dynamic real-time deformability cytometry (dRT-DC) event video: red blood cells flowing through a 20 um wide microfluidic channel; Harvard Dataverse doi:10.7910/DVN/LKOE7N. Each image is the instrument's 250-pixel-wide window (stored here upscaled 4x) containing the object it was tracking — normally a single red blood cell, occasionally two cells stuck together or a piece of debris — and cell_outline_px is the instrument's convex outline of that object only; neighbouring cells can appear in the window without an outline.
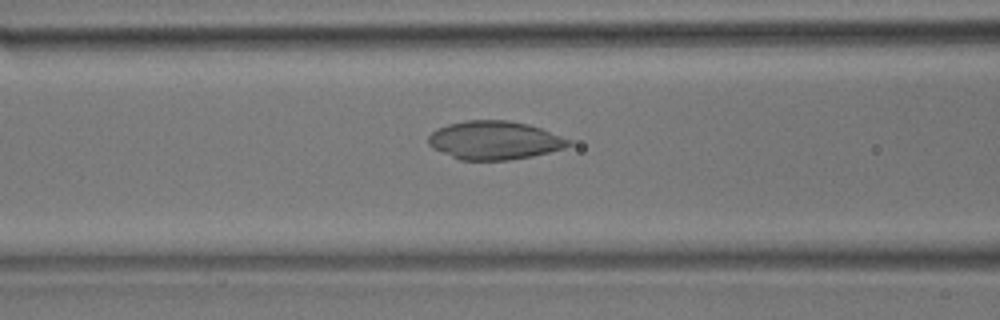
{"species": "common noctule bat (a hibernating species)", "species_latin": "Nyctalus noctula", "temperature_condition": "room temperature", "stored_images_in_passage": 49, "camera_frame_rate_fps": 3000, "um_per_image_px": 0.085, "animal": {"sex": "male", "body_mass_g": 17.9}, "frame": {"image": 1, "passage_image": 19, "time_ms": 6.0, "image_size_px": [1000, 320], "cell_outline_px": [[572, 144], [564, 148], [532, 156], [508, 160], [460, 160], [432, 148], [428, 144], [428, 136], [436, 128], [448, 124], [464, 120], [508, 120], [528, 124], [540, 128], [572, 140]], "centroid_in_image_um": [42.01, 11.92], "position_along_channel_um": 124.6, "area_um2": 31.5}}
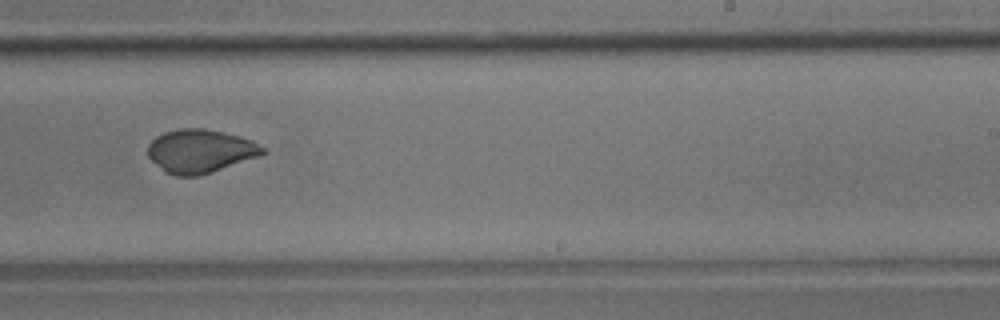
{"frame": {"image": 2, "passage_image": 30, "time_ms": 9.667, "image_size_px": [1000, 320], "cell_outline_px": [[268, 152], [260, 156], [212, 172], [196, 176], [176, 176], [164, 172], [148, 156], [148, 144], [156, 136], [164, 132], [180, 128], [204, 128], [240, 136], [252, 140], [264, 148]], "centroid_in_image_um": [17.03, 12.84], "position_along_channel_um": 272.0, "area_um2": 29.19}}
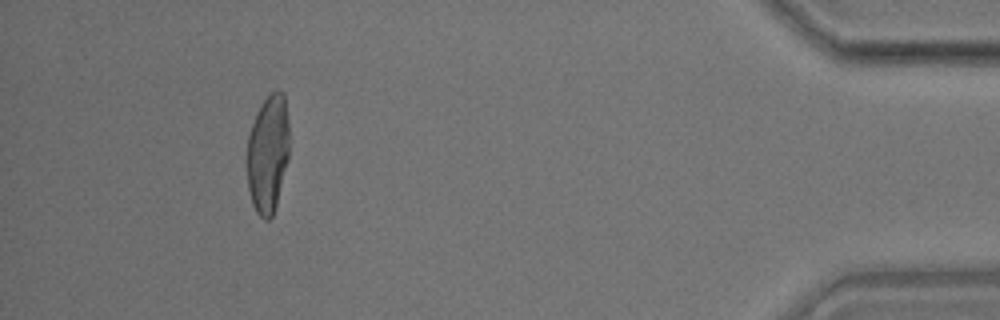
{"frame": {"image": 3, "passage_image": 45, "time_ms": 14.667, "image_size_px": [1000, 320], "cell_outline_px": [[288, 160], [276, 204], [272, 216], [268, 220], [264, 220], [256, 212], [252, 204], [248, 188], [248, 136], [256, 112], [264, 100], [276, 88], [284, 92], [288, 120]], "centroid_in_image_um": [22.78, 13.04], "position_along_channel_um": 412.4, "area_um2": 28.96}}